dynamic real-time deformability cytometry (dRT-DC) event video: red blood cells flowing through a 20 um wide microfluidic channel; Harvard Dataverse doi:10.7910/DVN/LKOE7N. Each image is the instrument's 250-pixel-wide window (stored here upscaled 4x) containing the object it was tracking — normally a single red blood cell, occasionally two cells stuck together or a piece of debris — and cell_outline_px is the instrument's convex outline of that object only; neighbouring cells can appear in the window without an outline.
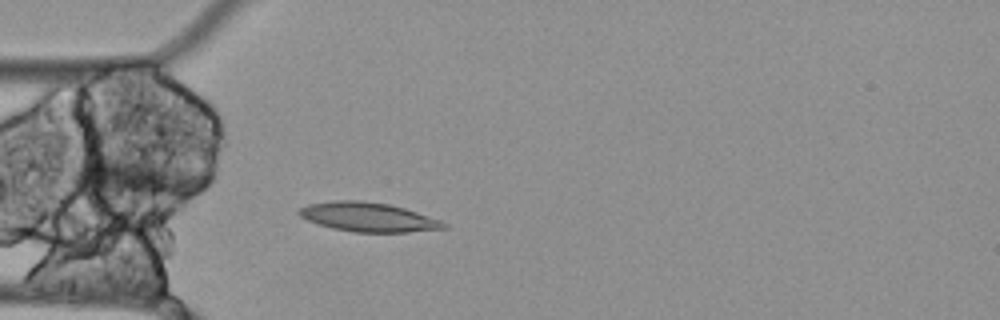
{"species": "Egyptian fruit bat (a non-hibernating species)", "species_latin": "Rousettus aegyptiacus", "temperature_condition": "cold", "stored_images_in_passage": 48, "camera_frame_rate_fps": 3000, "um_per_image_px": 0.085, "animal": {"sex": "female"}, "frame": {"image": 1, "passage_image": 7, "time_ms": 2.0, "image_size_px": [1000, 320], "cell_outline_px": [[448, 228], [408, 232], [356, 232], [332, 228], [308, 220], [300, 216], [296, 212], [300, 208], [308, 204], [336, 200], [356, 200], [388, 204], [404, 208], [440, 220], [448, 224]], "centroid_in_image_um": [31.3, 18.45], "position_along_channel_um": 53.7, "area_um2": 24.39}}
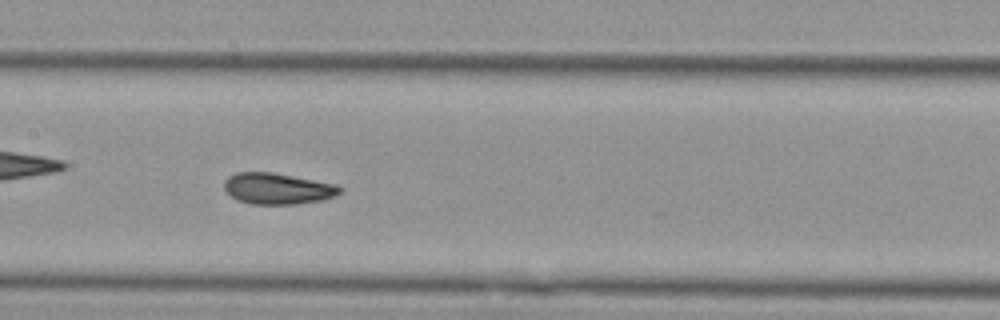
{"frame": {"image": 2, "passage_image": 18, "time_ms": 5.667, "image_size_px": [1000, 320], "cell_outline_px": [[340, 192], [336, 196], [324, 200], [296, 204], [252, 204], [240, 200], [232, 196], [224, 188], [224, 180], [228, 176], [236, 172], [272, 172], [336, 184], [340, 188]], "centroid_in_image_um": [23.6, 16.03], "position_along_channel_um": 183.8, "area_um2": 20.92}}
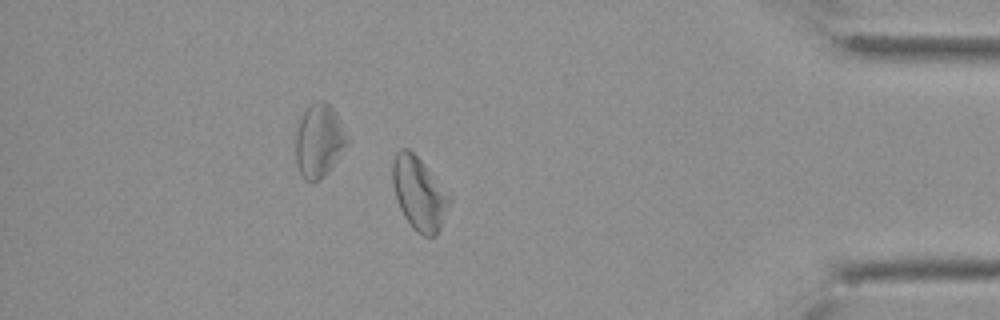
{"frame": {"image": 3, "passage_image": 40, "time_ms": 13.0, "image_size_px": [1000, 320], "cell_outline_px": [[452, 200], [440, 228], [436, 236], [424, 236], [416, 232], [412, 228], [404, 216], [400, 208], [392, 184], [392, 164], [396, 152], [400, 148], [408, 148], [420, 160], [452, 196]], "centroid_in_image_um": [35.63, 16.46], "position_along_channel_um": 399.6, "area_um2": 24.22}, "authors_computed_cell_mechanics": {"area_um2": 23.2356, "velocity_mm_per_s": 3.4383, "shape_relaxation_time_tau1_ms": null, "shape_relaxation_time_tau2_ms": 7.5649, "deformation_change_tau1": null, "deformation_change_tau2": 0.091}}